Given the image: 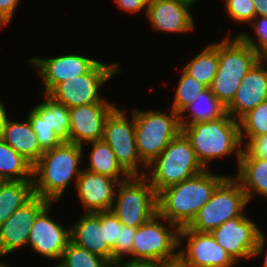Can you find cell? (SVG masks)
I'll return each mask as SVG.
<instances>
[{"instance_id":"7dc6e473","label":"cell","mask_w":267,"mask_h":267,"mask_svg":"<svg viewBox=\"0 0 267 267\" xmlns=\"http://www.w3.org/2000/svg\"><path fill=\"white\" fill-rule=\"evenodd\" d=\"M1 256V255H0ZM0 267H7L6 264L0 262Z\"/></svg>"},{"instance_id":"6da1fadb","label":"cell","mask_w":267,"mask_h":267,"mask_svg":"<svg viewBox=\"0 0 267 267\" xmlns=\"http://www.w3.org/2000/svg\"><path fill=\"white\" fill-rule=\"evenodd\" d=\"M227 177L205 169L190 179L164 188L157 194L161 220L174 223L179 228L188 226Z\"/></svg>"},{"instance_id":"d6a6232c","label":"cell","mask_w":267,"mask_h":267,"mask_svg":"<svg viewBox=\"0 0 267 267\" xmlns=\"http://www.w3.org/2000/svg\"><path fill=\"white\" fill-rule=\"evenodd\" d=\"M28 120L36 134L40 149L43 152L51 150L54 147L62 144V142L58 139L55 132L53 131V128H50L47 125L46 121L43 120L34 109L29 112Z\"/></svg>"},{"instance_id":"e0dca14e","label":"cell","mask_w":267,"mask_h":267,"mask_svg":"<svg viewBox=\"0 0 267 267\" xmlns=\"http://www.w3.org/2000/svg\"><path fill=\"white\" fill-rule=\"evenodd\" d=\"M48 205L35 219L28 244L33 251L49 259L61 260L62 254L70 241V228L63 229V226L56 223L48 216Z\"/></svg>"},{"instance_id":"f6af8a7d","label":"cell","mask_w":267,"mask_h":267,"mask_svg":"<svg viewBox=\"0 0 267 267\" xmlns=\"http://www.w3.org/2000/svg\"><path fill=\"white\" fill-rule=\"evenodd\" d=\"M258 61L263 64V62L267 64V44L257 53Z\"/></svg>"},{"instance_id":"4316f807","label":"cell","mask_w":267,"mask_h":267,"mask_svg":"<svg viewBox=\"0 0 267 267\" xmlns=\"http://www.w3.org/2000/svg\"><path fill=\"white\" fill-rule=\"evenodd\" d=\"M46 101L33 108L40 117L46 121L50 128H53L56 136L62 143H70V115L69 108L47 94Z\"/></svg>"},{"instance_id":"2e32d148","label":"cell","mask_w":267,"mask_h":267,"mask_svg":"<svg viewBox=\"0 0 267 267\" xmlns=\"http://www.w3.org/2000/svg\"><path fill=\"white\" fill-rule=\"evenodd\" d=\"M39 69L44 82L45 94L57 84L76 78L89 72L99 61L81 55H62L56 58L33 57L30 61Z\"/></svg>"},{"instance_id":"ba28073f","label":"cell","mask_w":267,"mask_h":267,"mask_svg":"<svg viewBox=\"0 0 267 267\" xmlns=\"http://www.w3.org/2000/svg\"><path fill=\"white\" fill-rule=\"evenodd\" d=\"M247 202L240 183L227 177L187 227L196 232H211L229 219L244 216L242 211Z\"/></svg>"},{"instance_id":"5b68a950","label":"cell","mask_w":267,"mask_h":267,"mask_svg":"<svg viewBox=\"0 0 267 267\" xmlns=\"http://www.w3.org/2000/svg\"><path fill=\"white\" fill-rule=\"evenodd\" d=\"M147 167H151L152 172L148 181L157 194L164 188L181 183L205 170L198 161L190 141L182 132L172 139Z\"/></svg>"},{"instance_id":"836d02e7","label":"cell","mask_w":267,"mask_h":267,"mask_svg":"<svg viewBox=\"0 0 267 267\" xmlns=\"http://www.w3.org/2000/svg\"><path fill=\"white\" fill-rule=\"evenodd\" d=\"M227 14L238 22H252L256 17V10L252 0H226Z\"/></svg>"},{"instance_id":"4dcf8cb0","label":"cell","mask_w":267,"mask_h":267,"mask_svg":"<svg viewBox=\"0 0 267 267\" xmlns=\"http://www.w3.org/2000/svg\"><path fill=\"white\" fill-rule=\"evenodd\" d=\"M238 121H240L239 129L242 143L245 138L244 136H248V140H251L261 135H267V101L260 103Z\"/></svg>"},{"instance_id":"603a6c76","label":"cell","mask_w":267,"mask_h":267,"mask_svg":"<svg viewBox=\"0 0 267 267\" xmlns=\"http://www.w3.org/2000/svg\"><path fill=\"white\" fill-rule=\"evenodd\" d=\"M238 168L235 179L242 186L248 201L255 192L267 197V158L241 156Z\"/></svg>"},{"instance_id":"bcb514c9","label":"cell","mask_w":267,"mask_h":267,"mask_svg":"<svg viewBox=\"0 0 267 267\" xmlns=\"http://www.w3.org/2000/svg\"><path fill=\"white\" fill-rule=\"evenodd\" d=\"M263 267H267V252H266V255H265V261H264V266Z\"/></svg>"},{"instance_id":"52a82bcc","label":"cell","mask_w":267,"mask_h":267,"mask_svg":"<svg viewBox=\"0 0 267 267\" xmlns=\"http://www.w3.org/2000/svg\"><path fill=\"white\" fill-rule=\"evenodd\" d=\"M146 177L130 176L116 188L111 210L125 226L138 228L158 213L157 193Z\"/></svg>"},{"instance_id":"d4e9b609","label":"cell","mask_w":267,"mask_h":267,"mask_svg":"<svg viewBox=\"0 0 267 267\" xmlns=\"http://www.w3.org/2000/svg\"><path fill=\"white\" fill-rule=\"evenodd\" d=\"M0 180L33 181V165L0 138Z\"/></svg>"},{"instance_id":"f35d334b","label":"cell","mask_w":267,"mask_h":267,"mask_svg":"<svg viewBox=\"0 0 267 267\" xmlns=\"http://www.w3.org/2000/svg\"><path fill=\"white\" fill-rule=\"evenodd\" d=\"M19 0H0V27L11 20Z\"/></svg>"},{"instance_id":"1f68e13d","label":"cell","mask_w":267,"mask_h":267,"mask_svg":"<svg viewBox=\"0 0 267 267\" xmlns=\"http://www.w3.org/2000/svg\"><path fill=\"white\" fill-rule=\"evenodd\" d=\"M206 89L207 87L205 85L198 82L183 70L175 93L172 109L180 114Z\"/></svg>"},{"instance_id":"8fae6325","label":"cell","mask_w":267,"mask_h":267,"mask_svg":"<svg viewBox=\"0 0 267 267\" xmlns=\"http://www.w3.org/2000/svg\"><path fill=\"white\" fill-rule=\"evenodd\" d=\"M132 115L129 121L124 112L116 107L105 121L102 140L111 147L117 161L130 176H140L138 162L147 165L138 154Z\"/></svg>"},{"instance_id":"3957f363","label":"cell","mask_w":267,"mask_h":267,"mask_svg":"<svg viewBox=\"0 0 267 267\" xmlns=\"http://www.w3.org/2000/svg\"><path fill=\"white\" fill-rule=\"evenodd\" d=\"M180 125L181 132L190 141L198 161L205 169L210 159L227 156L235 151L239 164L243 150L239 148L242 144L239 121L228 113L216 120Z\"/></svg>"},{"instance_id":"30bf717a","label":"cell","mask_w":267,"mask_h":267,"mask_svg":"<svg viewBox=\"0 0 267 267\" xmlns=\"http://www.w3.org/2000/svg\"><path fill=\"white\" fill-rule=\"evenodd\" d=\"M117 66V64L98 62L86 74L57 84L47 95L68 108L108 102L101 99L98 90L101 84L120 72Z\"/></svg>"},{"instance_id":"7bdbcfd3","label":"cell","mask_w":267,"mask_h":267,"mask_svg":"<svg viewBox=\"0 0 267 267\" xmlns=\"http://www.w3.org/2000/svg\"><path fill=\"white\" fill-rule=\"evenodd\" d=\"M7 119L8 117H7L5 105L2 102H0V138H2L3 130H4Z\"/></svg>"},{"instance_id":"cb8c5ba5","label":"cell","mask_w":267,"mask_h":267,"mask_svg":"<svg viewBox=\"0 0 267 267\" xmlns=\"http://www.w3.org/2000/svg\"><path fill=\"white\" fill-rule=\"evenodd\" d=\"M34 196L33 181L0 182V224Z\"/></svg>"},{"instance_id":"9a60e30c","label":"cell","mask_w":267,"mask_h":267,"mask_svg":"<svg viewBox=\"0 0 267 267\" xmlns=\"http://www.w3.org/2000/svg\"><path fill=\"white\" fill-rule=\"evenodd\" d=\"M115 108L109 102L70 107V143L82 146L86 141L102 140L105 121Z\"/></svg>"},{"instance_id":"ac0fdd59","label":"cell","mask_w":267,"mask_h":267,"mask_svg":"<svg viewBox=\"0 0 267 267\" xmlns=\"http://www.w3.org/2000/svg\"><path fill=\"white\" fill-rule=\"evenodd\" d=\"M192 4L188 0H149L145 11L150 24L156 30L184 33L193 30L195 26L189 13Z\"/></svg>"},{"instance_id":"b9f144b4","label":"cell","mask_w":267,"mask_h":267,"mask_svg":"<svg viewBox=\"0 0 267 267\" xmlns=\"http://www.w3.org/2000/svg\"><path fill=\"white\" fill-rule=\"evenodd\" d=\"M256 10V16H267V0H252Z\"/></svg>"},{"instance_id":"7a4b0ae2","label":"cell","mask_w":267,"mask_h":267,"mask_svg":"<svg viewBox=\"0 0 267 267\" xmlns=\"http://www.w3.org/2000/svg\"><path fill=\"white\" fill-rule=\"evenodd\" d=\"M82 151L83 146L81 145L62 143L43 152L40 159L33 165L34 195L51 203L61 198L74 174H76L75 181L77 183V178L83 171L78 169Z\"/></svg>"},{"instance_id":"44dd1931","label":"cell","mask_w":267,"mask_h":267,"mask_svg":"<svg viewBox=\"0 0 267 267\" xmlns=\"http://www.w3.org/2000/svg\"><path fill=\"white\" fill-rule=\"evenodd\" d=\"M70 241L113 264V250L106 241L105 226L101 224V212L85 213L70 228Z\"/></svg>"},{"instance_id":"f546056e","label":"cell","mask_w":267,"mask_h":267,"mask_svg":"<svg viewBox=\"0 0 267 267\" xmlns=\"http://www.w3.org/2000/svg\"><path fill=\"white\" fill-rule=\"evenodd\" d=\"M60 265L62 267H112L104 257L81 248L71 241L64 250Z\"/></svg>"},{"instance_id":"e575fe53","label":"cell","mask_w":267,"mask_h":267,"mask_svg":"<svg viewBox=\"0 0 267 267\" xmlns=\"http://www.w3.org/2000/svg\"><path fill=\"white\" fill-rule=\"evenodd\" d=\"M258 16L254 18L255 22H250L253 24V28L255 29L256 35L258 37L259 43L256 44L249 35L246 33H240L237 35L244 43L250 46L257 53L267 44V16Z\"/></svg>"},{"instance_id":"8992f818","label":"cell","mask_w":267,"mask_h":267,"mask_svg":"<svg viewBox=\"0 0 267 267\" xmlns=\"http://www.w3.org/2000/svg\"><path fill=\"white\" fill-rule=\"evenodd\" d=\"M171 112L166 114L155 110L133 111L137 150L146 165L157 158L181 132L179 114L173 109Z\"/></svg>"},{"instance_id":"8d00e7d4","label":"cell","mask_w":267,"mask_h":267,"mask_svg":"<svg viewBox=\"0 0 267 267\" xmlns=\"http://www.w3.org/2000/svg\"><path fill=\"white\" fill-rule=\"evenodd\" d=\"M101 224L105 226L106 241L113 250L116 241H119L120 229L123 224L112 210L101 212Z\"/></svg>"},{"instance_id":"74e56055","label":"cell","mask_w":267,"mask_h":267,"mask_svg":"<svg viewBox=\"0 0 267 267\" xmlns=\"http://www.w3.org/2000/svg\"><path fill=\"white\" fill-rule=\"evenodd\" d=\"M242 150L241 156H256L267 158V135L248 140Z\"/></svg>"},{"instance_id":"ab89813d","label":"cell","mask_w":267,"mask_h":267,"mask_svg":"<svg viewBox=\"0 0 267 267\" xmlns=\"http://www.w3.org/2000/svg\"><path fill=\"white\" fill-rule=\"evenodd\" d=\"M118 6L129 12H138L144 7L147 8L149 0H115Z\"/></svg>"},{"instance_id":"f1b7e54d","label":"cell","mask_w":267,"mask_h":267,"mask_svg":"<svg viewBox=\"0 0 267 267\" xmlns=\"http://www.w3.org/2000/svg\"><path fill=\"white\" fill-rule=\"evenodd\" d=\"M183 70L198 82L210 88L218 70V43L207 46Z\"/></svg>"},{"instance_id":"60d3db41","label":"cell","mask_w":267,"mask_h":267,"mask_svg":"<svg viewBox=\"0 0 267 267\" xmlns=\"http://www.w3.org/2000/svg\"><path fill=\"white\" fill-rule=\"evenodd\" d=\"M122 260H117L112 264V267H161V262L154 260H129L125 264H121Z\"/></svg>"},{"instance_id":"5bb4252c","label":"cell","mask_w":267,"mask_h":267,"mask_svg":"<svg viewBox=\"0 0 267 267\" xmlns=\"http://www.w3.org/2000/svg\"><path fill=\"white\" fill-rule=\"evenodd\" d=\"M50 204L48 200L34 195L4 223L0 224L1 256L28 244L31 227L36 217Z\"/></svg>"},{"instance_id":"277c9868","label":"cell","mask_w":267,"mask_h":267,"mask_svg":"<svg viewBox=\"0 0 267 267\" xmlns=\"http://www.w3.org/2000/svg\"><path fill=\"white\" fill-rule=\"evenodd\" d=\"M257 61V52L238 36L218 42V70L210 89L225 108L233 100L244 76Z\"/></svg>"},{"instance_id":"7c38bea8","label":"cell","mask_w":267,"mask_h":267,"mask_svg":"<svg viewBox=\"0 0 267 267\" xmlns=\"http://www.w3.org/2000/svg\"><path fill=\"white\" fill-rule=\"evenodd\" d=\"M210 233L235 262L262 253L265 246V235L245 215L227 220Z\"/></svg>"},{"instance_id":"83f0119b","label":"cell","mask_w":267,"mask_h":267,"mask_svg":"<svg viewBox=\"0 0 267 267\" xmlns=\"http://www.w3.org/2000/svg\"><path fill=\"white\" fill-rule=\"evenodd\" d=\"M187 110L191 111L192 117L189 119L183 117ZM225 113V107L213 95L211 89L207 88L179 114V120L180 124H194L219 119Z\"/></svg>"},{"instance_id":"7402d4cb","label":"cell","mask_w":267,"mask_h":267,"mask_svg":"<svg viewBox=\"0 0 267 267\" xmlns=\"http://www.w3.org/2000/svg\"><path fill=\"white\" fill-rule=\"evenodd\" d=\"M2 139L32 165H34L43 154L28 118L25 123L14 122L7 119Z\"/></svg>"},{"instance_id":"ffe728a7","label":"cell","mask_w":267,"mask_h":267,"mask_svg":"<svg viewBox=\"0 0 267 267\" xmlns=\"http://www.w3.org/2000/svg\"><path fill=\"white\" fill-rule=\"evenodd\" d=\"M117 179L83 170L77 178V195L87 213L109 211L114 205Z\"/></svg>"},{"instance_id":"ee69618b","label":"cell","mask_w":267,"mask_h":267,"mask_svg":"<svg viewBox=\"0 0 267 267\" xmlns=\"http://www.w3.org/2000/svg\"><path fill=\"white\" fill-rule=\"evenodd\" d=\"M161 267H190L188 264L184 263L179 257L171 260L161 262Z\"/></svg>"},{"instance_id":"4fadbf2b","label":"cell","mask_w":267,"mask_h":267,"mask_svg":"<svg viewBox=\"0 0 267 267\" xmlns=\"http://www.w3.org/2000/svg\"><path fill=\"white\" fill-rule=\"evenodd\" d=\"M188 238L187 248L178 257L190 267H231L235 261L214 239L210 232H196L187 226L179 229V246Z\"/></svg>"},{"instance_id":"9c48e42d","label":"cell","mask_w":267,"mask_h":267,"mask_svg":"<svg viewBox=\"0 0 267 267\" xmlns=\"http://www.w3.org/2000/svg\"><path fill=\"white\" fill-rule=\"evenodd\" d=\"M157 213L150 220L136 229L132 245V260H154L157 262L171 261L178 258L174 252L179 246V227L169 222L170 227L161 225ZM169 228L172 230L170 231Z\"/></svg>"},{"instance_id":"484cf974","label":"cell","mask_w":267,"mask_h":267,"mask_svg":"<svg viewBox=\"0 0 267 267\" xmlns=\"http://www.w3.org/2000/svg\"><path fill=\"white\" fill-rule=\"evenodd\" d=\"M93 148L90 154L89 167L87 171L105 175L118 181H124L119 176L124 175V179L130 177V175L121 167L116 159L111 147L103 140L89 142ZM120 179V180H119Z\"/></svg>"},{"instance_id":"d6986e66","label":"cell","mask_w":267,"mask_h":267,"mask_svg":"<svg viewBox=\"0 0 267 267\" xmlns=\"http://www.w3.org/2000/svg\"><path fill=\"white\" fill-rule=\"evenodd\" d=\"M265 101H267V68L257 61L242 79L240 87L225 111L231 118L237 120V117L240 119Z\"/></svg>"},{"instance_id":"d590c367","label":"cell","mask_w":267,"mask_h":267,"mask_svg":"<svg viewBox=\"0 0 267 267\" xmlns=\"http://www.w3.org/2000/svg\"><path fill=\"white\" fill-rule=\"evenodd\" d=\"M136 229L137 228L122 225L119 241H116V246L113 249V263L122 259V256L125 257V255L131 254Z\"/></svg>"}]
</instances>
